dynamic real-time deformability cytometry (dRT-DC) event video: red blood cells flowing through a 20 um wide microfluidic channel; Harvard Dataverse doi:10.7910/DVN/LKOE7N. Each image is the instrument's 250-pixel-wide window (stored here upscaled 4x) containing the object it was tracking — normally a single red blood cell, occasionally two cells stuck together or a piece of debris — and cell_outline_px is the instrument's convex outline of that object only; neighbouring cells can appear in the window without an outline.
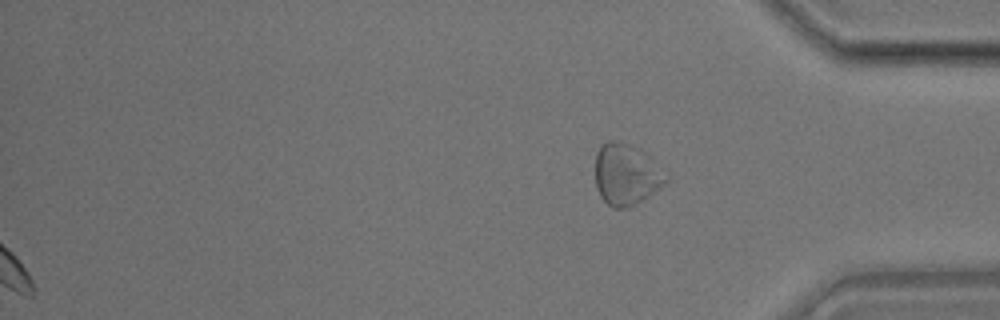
{"species": "common noctule bat (a hibernating species)", "species_latin": "Nyctalus noctula", "temperature_condition": "room temperature", "stored_images_in_passage": 28, "segment_of_instrument_passage": [2, 2], "camera_frame_rate_fps": 3000, "um_per_image_px": 0.085, "animal": {"sex": "male", "body_mass_g": 17.9}, "frame": {"image": 1, "passage_image": 28, "time_ms": 9.0, "image_size_px": [1000, 320], "cell_outline_px": [[668, 180], [664, 184], [648, 196], [636, 204], [628, 208], [612, 208], [600, 196], [596, 188], [596, 152], [600, 144], [608, 140], [616, 140], [640, 148], [652, 156], [668, 176]], "centroid_in_image_um": [53.24, 14.8], "position_along_channel_um": 382.0, "area_um2": 25.66}}